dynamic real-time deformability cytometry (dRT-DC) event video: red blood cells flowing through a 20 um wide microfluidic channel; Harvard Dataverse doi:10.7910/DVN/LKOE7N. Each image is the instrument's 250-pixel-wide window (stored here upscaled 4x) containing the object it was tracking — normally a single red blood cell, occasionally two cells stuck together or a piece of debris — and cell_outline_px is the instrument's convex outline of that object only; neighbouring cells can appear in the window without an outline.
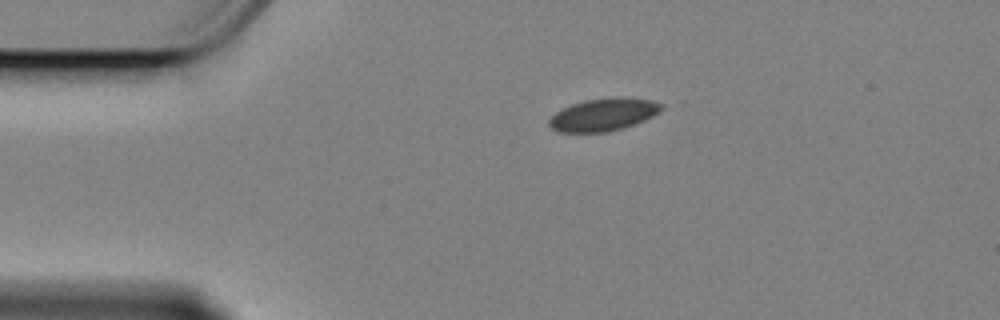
{"species": "Egyptian fruit bat (a non-hibernating species)", "species_latin": "Rousettus aegyptiacus", "temperature_condition": "cold", "stored_images_in_passage": 48, "camera_frame_rate_fps": 3000, "um_per_image_px": 0.085, "animal": {"sex": "female"}, "frame": {"image": 1, "passage_image": 1, "time_ms": 0.0, "image_size_px": [1000, 320], "cell_outline_px": [[664, 108], [660, 112], [644, 120], [624, 128], [608, 132], [560, 132], [552, 128], [548, 124], [548, 120], [556, 112], [572, 104], [584, 100], [616, 96], [652, 100], [664, 104]], "centroid_in_image_um": [51.33, 9.73], "position_along_channel_um": 33.7, "area_um2": 21.44}}
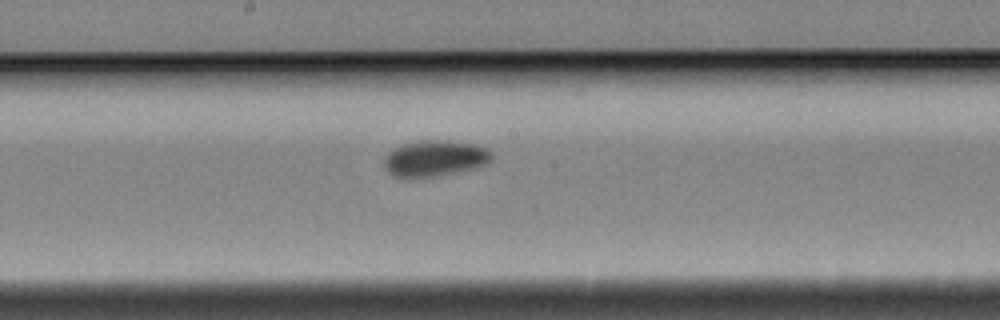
{"frame": {"image": 2, "passage_image": 20, "time_ms": 6.333, "image_size_px": [1000, 320], "cell_outline_px": [[492, 156], [484, 164], [472, 168], [432, 176], [396, 176], [388, 172], [384, 168], [384, 156], [388, 152], [400, 144], [420, 140], [448, 140], [476, 144], [492, 152]], "centroid_in_image_um": [36.9, 13.41], "position_along_channel_um": 211.3, "area_um2": 22.14}}
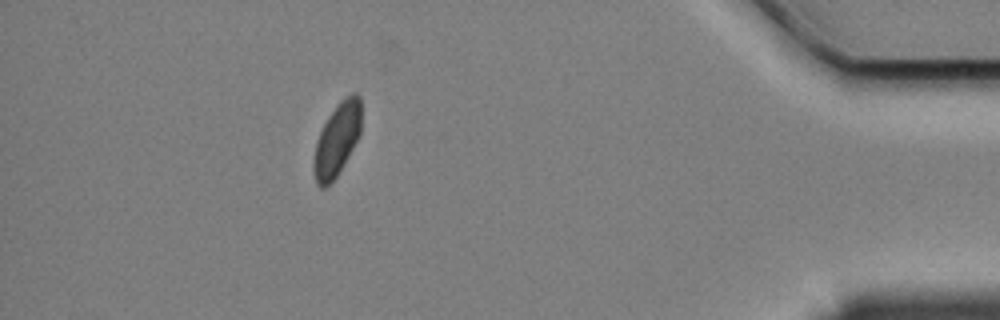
{"frame": {"image": 3, "passage_image": 42, "time_ms": 13.667, "image_size_px": [1000, 320], "cell_outline_px": [[360, 132], [344, 164], [336, 176], [324, 188], [320, 188], [316, 184], [316, 140], [328, 116], [340, 100], [352, 92], [356, 92], [360, 96]], "centroid_in_image_um": [28.68, 11.79], "position_along_channel_um": 406.5, "area_um2": 19.36}, "authors_computed_cell_mechanics": {"area_um2": 21.2126, "velocity_mm_per_s": 3.3622, "shape_relaxation_time_tau1_ms": 8.4707, "shape_relaxation_time_tau2_ms": null, "deformation_change_tau1": 0.0801, "deformation_change_tau2": null}}